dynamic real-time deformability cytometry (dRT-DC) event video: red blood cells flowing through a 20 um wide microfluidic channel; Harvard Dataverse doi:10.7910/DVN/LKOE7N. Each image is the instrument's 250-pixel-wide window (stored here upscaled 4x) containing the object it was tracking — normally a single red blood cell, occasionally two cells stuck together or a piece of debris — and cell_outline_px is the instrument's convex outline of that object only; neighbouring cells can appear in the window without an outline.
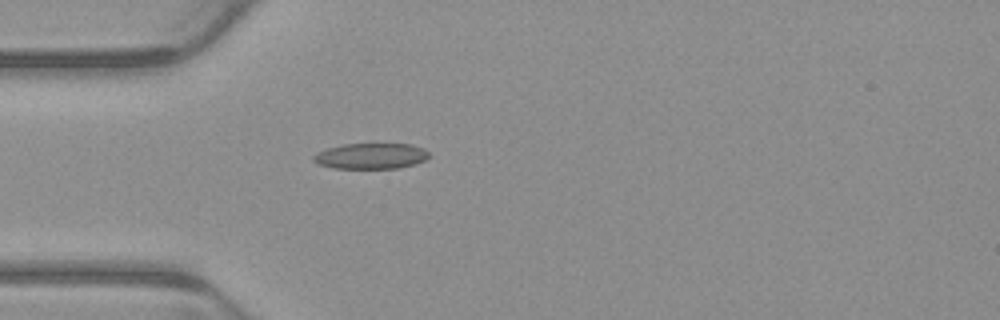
{"species": "common noctule bat (a hibernating species)", "species_latin": "Nyctalus noctula", "temperature_condition": "warm", "stored_images_in_passage": 1, "camera_frame_rate_fps": 3000, "um_per_image_px": 0.085, "animal": {"sex": "male", "body_mass_g": 23.1, "forearm_length_mm": 52.7}, "frame": {"image": 1, "passage_image": 1, "time_ms": 0.0, "image_size_px": [1000, 320], "cell_outline_px": [[428, 156], [424, 160], [416, 164], [400, 168], [332, 168], [320, 164], [312, 160], [312, 156], [316, 152], [328, 148], [344, 144], [412, 144], [424, 148], [428, 152]], "centroid_in_image_um": [31.53, 13.26], "position_along_channel_um": 53.5, "area_um2": 17.34}}